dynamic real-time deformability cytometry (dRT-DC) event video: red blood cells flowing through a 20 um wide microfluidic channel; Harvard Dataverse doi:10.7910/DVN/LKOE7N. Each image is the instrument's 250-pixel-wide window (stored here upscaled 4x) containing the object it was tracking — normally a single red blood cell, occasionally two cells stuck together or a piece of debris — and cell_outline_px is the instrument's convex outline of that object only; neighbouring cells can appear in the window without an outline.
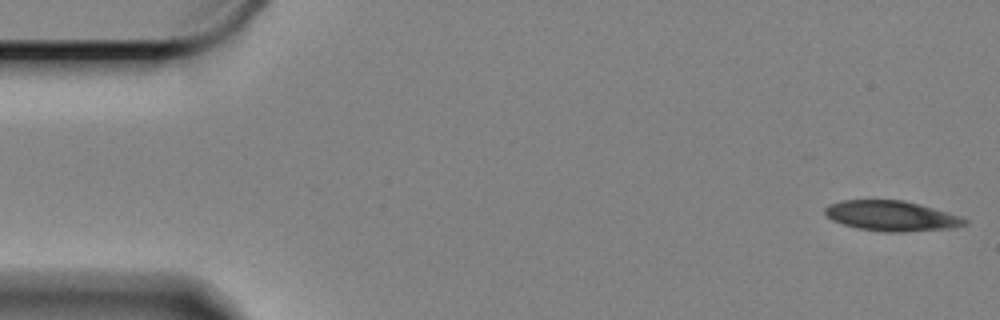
{"species": "Egyptian fruit bat (a non-hibernating species)", "species_latin": "Rousettus aegyptiacus", "temperature_condition": "cold", "stored_images_in_passage": 59, "camera_frame_rate_fps": 3000, "um_per_image_px": 0.085, "animal": {"sex": "female"}, "frame": {"image": 1, "passage_image": 1, "time_ms": 0.0, "image_size_px": [1000, 320], "cell_outline_px": [[968, 224], [952, 228], [904, 232], [884, 232], [856, 228], [832, 220], [824, 212], [824, 208], [828, 204], [840, 200], [904, 200], [920, 204], [960, 216], [968, 220]], "centroid_in_image_um": [75.77, 18.35], "position_along_channel_um": 9.2, "area_um2": 24.68}}
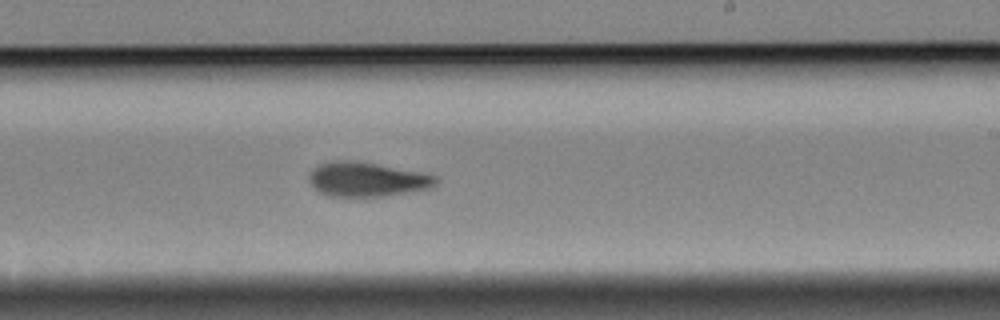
{"frame": {"image": 2, "passage_image": 34, "time_ms": 11.0, "image_size_px": [1000, 320], "cell_outline_px": [[440, 180], [436, 184], [428, 188], [388, 196], [328, 196], [320, 192], [308, 180], [308, 176], [320, 164], [328, 160], [352, 160], [428, 172], [436, 176]], "centroid_in_image_um": [31.25, 15.23], "position_along_channel_um": 257.8, "area_um2": 25.61}}
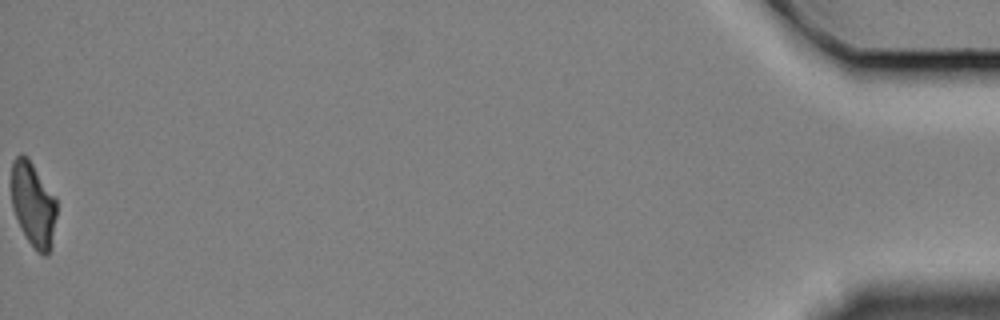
{"frame": {"image": 3, "passage_image": 59, "time_ms": 19.333, "image_size_px": [1000, 320], "cell_outline_px": [[56, 216], [52, 248], [48, 256], [44, 256], [36, 252], [28, 240], [12, 208], [12, 160], [20, 152], [28, 156], [56, 196]], "centroid_in_image_um": [2.85, 17.36], "position_along_channel_um": 432.3, "area_um2": 22.66}, "authors_computed_cell_mechanics": {"area_um2": 24.9118, "velocity_mm_per_s": 3.3093, "shape_relaxation_time_tau1_ms": 5.171, "shape_relaxation_time_tau2_ms": 6.1121, "deformation_change_tau1": 0.1549, "deformation_change_tau2": 0.1385}}